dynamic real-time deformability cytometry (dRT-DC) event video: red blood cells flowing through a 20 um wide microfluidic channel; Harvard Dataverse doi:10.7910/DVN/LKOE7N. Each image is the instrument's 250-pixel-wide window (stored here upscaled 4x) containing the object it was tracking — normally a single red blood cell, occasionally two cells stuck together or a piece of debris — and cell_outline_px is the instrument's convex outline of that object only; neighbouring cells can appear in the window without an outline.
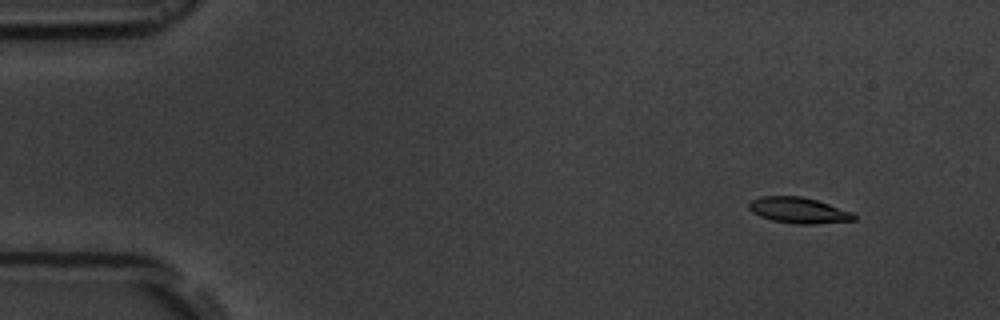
{"species": "common noctule bat (a hibernating species)", "species_latin": "Nyctalus noctula", "temperature_condition": "room temperature", "stored_images_in_passage": 5, "camera_frame_rate_fps": 3000, "um_per_image_px": 0.085, "animal": {"sex": "male", "body_mass_g": 19.5, "forearm_length_mm": 54.6}, "frame": {"image": 1, "passage_image": 2, "time_ms": 1.333, "image_size_px": [1000, 320], "cell_outline_px": [[856, 220], [816, 224], [796, 224], [772, 220], [760, 216], [752, 212], [748, 208], [748, 204], [752, 200], [760, 196], [800, 196], [816, 200], [852, 212], [856, 216]], "centroid_in_image_um": [67.87, 17.88], "position_along_channel_um": 17.1, "area_um2": 15.78}}
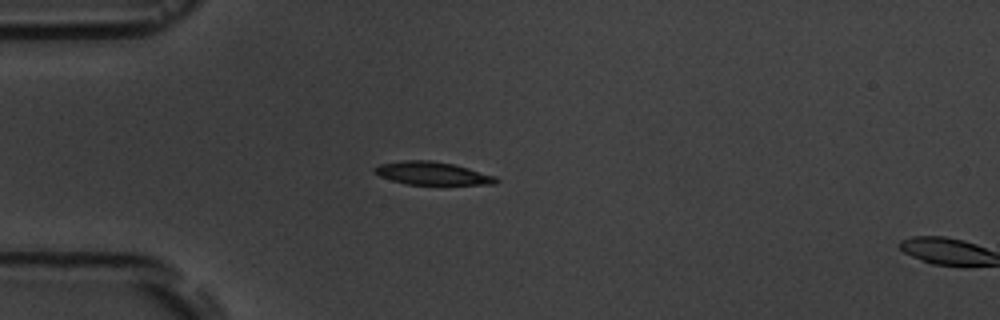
{"frame": {"image": 2, "passage_image": 5, "time_ms": 4.667, "image_size_px": [1000, 320], "cell_outline_px": [[500, 180], [496, 184], [408, 184], [392, 180], [380, 176], [372, 172], [372, 168], [380, 164], [404, 160], [432, 160], [452, 164], [468, 168], [496, 176]], "centroid_in_image_um": [36.73, 14.72], "position_along_channel_um": 48.3, "area_um2": 16.18}}